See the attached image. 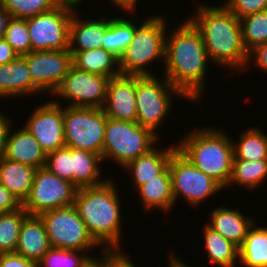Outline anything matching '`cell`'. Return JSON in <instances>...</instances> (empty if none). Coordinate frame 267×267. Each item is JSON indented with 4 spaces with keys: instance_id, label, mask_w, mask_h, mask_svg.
Here are the masks:
<instances>
[{
    "instance_id": "1",
    "label": "cell",
    "mask_w": 267,
    "mask_h": 267,
    "mask_svg": "<svg viewBox=\"0 0 267 267\" xmlns=\"http://www.w3.org/2000/svg\"><path fill=\"white\" fill-rule=\"evenodd\" d=\"M179 23L166 35L163 77L187 100L196 102L203 98L210 59L194 24L187 18Z\"/></svg>"
},
{
    "instance_id": "2",
    "label": "cell",
    "mask_w": 267,
    "mask_h": 267,
    "mask_svg": "<svg viewBox=\"0 0 267 267\" xmlns=\"http://www.w3.org/2000/svg\"><path fill=\"white\" fill-rule=\"evenodd\" d=\"M191 16L188 19L201 33L210 63L229 71L245 70L248 52L242 42L240 19L223 4H200Z\"/></svg>"
},
{
    "instance_id": "3",
    "label": "cell",
    "mask_w": 267,
    "mask_h": 267,
    "mask_svg": "<svg viewBox=\"0 0 267 267\" xmlns=\"http://www.w3.org/2000/svg\"><path fill=\"white\" fill-rule=\"evenodd\" d=\"M113 180L110 178L101 185L77 189L74 206L99 246L106 245V252L122 253V205Z\"/></svg>"
},
{
    "instance_id": "4",
    "label": "cell",
    "mask_w": 267,
    "mask_h": 267,
    "mask_svg": "<svg viewBox=\"0 0 267 267\" xmlns=\"http://www.w3.org/2000/svg\"><path fill=\"white\" fill-rule=\"evenodd\" d=\"M229 138L221 129L199 128L187 133L177 148L198 169L226 188L234 159L233 141Z\"/></svg>"
},
{
    "instance_id": "5",
    "label": "cell",
    "mask_w": 267,
    "mask_h": 267,
    "mask_svg": "<svg viewBox=\"0 0 267 267\" xmlns=\"http://www.w3.org/2000/svg\"><path fill=\"white\" fill-rule=\"evenodd\" d=\"M166 27L162 15H152L135 28L131 44L119 57L121 75L154 76L147 67L156 60L164 63Z\"/></svg>"
},
{
    "instance_id": "6",
    "label": "cell",
    "mask_w": 267,
    "mask_h": 267,
    "mask_svg": "<svg viewBox=\"0 0 267 267\" xmlns=\"http://www.w3.org/2000/svg\"><path fill=\"white\" fill-rule=\"evenodd\" d=\"M158 137L137 122L106 117L102 160L112 158L125 166L139 156L147 154L158 142Z\"/></svg>"
},
{
    "instance_id": "7",
    "label": "cell",
    "mask_w": 267,
    "mask_h": 267,
    "mask_svg": "<svg viewBox=\"0 0 267 267\" xmlns=\"http://www.w3.org/2000/svg\"><path fill=\"white\" fill-rule=\"evenodd\" d=\"M154 76H136L137 123L150 130L159 138V126L170 112L172 98H186L165 78ZM158 128V129H157Z\"/></svg>"
},
{
    "instance_id": "8",
    "label": "cell",
    "mask_w": 267,
    "mask_h": 267,
    "mask_svg": "<svg viewBox=\"0 0 267 267\" xmlns=\"http://www.w3.org/2000/svg\"><path fill=\"white\" fill-rule=\"evenodd\" d=\"M106 115L102 108L64 107L65 146L102 156Z\"/></svg>"
},
{
    "instance_id": "9",
    "label": "cell",
    "mask_w": 267,
    "mask_h": 267,
    "mask_svg": "<svg viewBox=\"0 0 267 267\" xmlns=\"http://www.w3.org/2000/svg\"><path fill=\"white\" fill-rule=\"evenodd\" d=\"M172 193L174 202L183 197L189 205L196 208L203 200L216 195L224 188L214 179L198 169L178 149L172 154L169 161ZM217 192V193H216Z\"/></svg>"
},
{
    "instance_id": "10",
    "label": "cell",
    "mask_w": 267,
    "mask_h": 267,
    "mask_svg": "<svg viewBox=\"0 0 267 267\" xmlns=\"http://www.w3.org/2000/svg\"><path fill=\"white\" fill-rule=\"evenodd\" d=\"M39 216L44 222L51 247L78 251L99 247L74 205L49 210Z\"/></svg>"
},
{
    "instance_id": "11",
    "label": "cell",
    "mask_w": 267,
    "mask_h": 267,
    "mask_svg": "<svg viewBox=\"0 0 267 267\" xmlns=\"http://www.w3.org/2000/svg\"><path fill=\"white\" fill-rule=\"evenodd\" d=\"M77 187L51 173L46 167L38 168L28 197L22 207L29 215L74 205Z\"/></svg>"
},
{
    "instance_id": "12",
    "label": "cell",
    "mask_w": 267,
    "mask_h": 267,
    "mask_svg": "<svg viewBox=\"0 0 267 267\" xmlns=\"http://www.w3.org/2000/svg\"><path fill=\"white\" fill-rule=\"evenodd\" d=\"M72 10L64 7L26 18L31 51L69 49V25Z\"/></svg>"
},
{
    "instance_id": "13",
    "label": "cell",
    "mask_w": 267,
    "mask_h": 267,
    "mask_svg": "<svg viewBox=\"0 0 267 267\" xmlns=\"http://www.w3.org/2000/svg\"><path fill=\"white\" fill-rule=\"evenodd\" d=\"M109 80V77L72 66L53 95L68 100L71 107L103 108Z\"/></svg>"
},
{
    "instance_id": "14",
    "label": "cell",
    "mask_w": 267,
    "mask_h": 267,
    "mask_svg": "<svg viewBox=\"0 0 267 267\" xmlns=\"http://www.w3.org/2000/svg\"><path fill=\"white\" fill-rule=\"evenodd\" d=\"M22 57L26 60L32 81L49 94H53L73 66V55L69 49L31 51Z\"/></svg>"
},
{
    "instance_id": "15",
    "label": "cell",
    "mask_w": 267,
    "mask_h": 267,
    "mask_svg": "<svg viewBox=\"0 0 267 267\" xmlns=\"http://www.w3.org/2000/svg\"><path fill=\"white\" fill-rule=\"evenodd\" d=\"M61 102L48 101L35 108L27 119V130L38 141L46 154L65 146L63 118L64 108Z\"/></svg>"
},
{
    "instance_id": "16",
    "label": "cell",
    "mask_w": 267,
    "mask_h": 267,
    "mask_svg": "<svg viewBox=\"0 0 267 267\" xmlns=\"http://www.w3.org/2000/svg\"><path fill=\"white\" fill-rule=\"evenodd\" d=\"M135 93L136 76L119 75L110 78L107 85L106 101L102 108L106 117L137 122Z\"/></svg>"
},
{
    "instance_id": "17",
    "label": "cell",
    "mask_w": 267,
    "mask_h": 267,
    "mask_svg": "<svg viewBox=\"0 0 267 267\" xmlns=\"http://www.w3.org/2000/svg\"><path fill=\"white\" fill-rule=\"evenodd\" d=\"M46 157L47 154L26 127L16 131L10 127L4 158L38 169L45 167Z\"/></svg>"
},
{
    "instance_id": "18",
    "label": "cell",
    "mask_w": 267,
    "mask_h": 267,
    "mask_svg": "<svg viewBox=\"0 0 267 267\" xmlns=\"http://www.w3.org/2000/svg\"><path fill=\"white\" fill-rule=\"evenodd\" d=\"M41 92L43 93L32 81L26 60L22 56H18L12 62L0 65V97H24Z\"/></svg>"
},
{
    "instance_id": "19",
    "label": "cell",
    "mask_w": 267,
    "mask_h": 267,
    "mask_svg": "<svg viewBox=\"0 0 267 267\" xmlns=\"http://www.w3.org/2000/svg\"><path fill=\"white\" fill-rule=\"evenodd\" d=\"M73 12L69 25V51H84L102 48V42L111 18L81 20Z\"/></svg>"
},
{
    "instance_id": "20",
    "label": "cell",
    "mask_w": 267,
    "mask_h": 267,
    "mask_svg": "<svg viewBox=\"0 0 267 267\" xmlns=\"http://www.w3.org/2000/svg\"><path fill=\"white\" fill-rule=\"evenodd\" d=\"M50 248L43 220L39 215H28L22 223L15 253L39 261Z\"/></svg>"
},
{
    "instance_id": "21",
    "label": "cell",
    "mask_w": 267,
    "mask_h": 267,
    "mask_svg": "<svg viewBox=\"0 0 267 267\" xmlns=\"http://www.w3.org/2000/svg\"><path fill=\"white\" fill-rule=\"evenodd\" d=\"M208 226L231 241L238 248L241 246L248 230L255 223L254 218L244 216L237 209L219 206L210 213ZM254 220V221H253Z\"/></svg>"
},
{
    "instance_id": "22",
    "label": "cell",
    "mask_w": 267,
    "mask_h": 267,
    "mask_svg": "<svg viewBox=\"0 0 267 267\" xmlns=\"http://www.w3.org/2000/svg\"><path fill=\"white\" fill-rule=\"evenodd\" d=\"M177 149V144L165 149L154 146L147 154L127 163L124 167L126 170H131L130 174L133 176L132 181L136 189L155 176L161 175L168 168L170 158Z\"/></svg>"
},
{
    "instance_id": "23",
    "label": "cell",
    "mask_w": 267,
    "mask_h": 267,
    "mask_svg": "<svg viewBox=\"0 0 267 267\" xmlns=\"http://www.w3.org/2000/svg\"><path fill=\"white\" fill-rule=\"evenodd\" d=\"M36 170L3 157L0 159V183L23 203L32 188Z\"/></svg>"
},
{
    "instance_id": "24",
    "label": "cell",
    "mask_w": 267,
    "mask_h": 267,
    "mask_svg": "<svg viewBox=\"0 0 267 267\" xmlns=\"http://www.w3.org/2000/svg\"><path fill=\"white\" fill-rule=\"evenodd\" d=\"M136 190L142 199L141 205L146 210L150 211V209L157 208L160 211L168 212L175 205L169 168L161 175L155 176L154 179L139 186Z\"/></svg>"
},
{
    "instance_id": "25",
    "label": "cell",
    "mask_w": 267,
    "mask_h": 267,
    "mask_svg": "<svg viewBox=\"0 0 267 267\" xmlns=\"http://www.w3.org/2000/svg\"><path fill=\"white\" fill-rule=\"evenodd\" d=\"M70 52L73 55V66L81 71L109 78L121 75L119 58L104 48Z\"/></svg>"
},
{
    "instance_id": "26",
    "label": "cell",
    "mask_w": 267,
    "mask_h": 267,
    "mask_svg": "<svg viewBox=\"0 0 267 267\" xmlns=\"http://www.w3.org/2000/svg\"><path fill=\"white\" fill-rule=\"evenodd\" d=\"M102 156L90 151L72 148L73 184L79 189L83 187H95L105 183L102 180L99 163Z\"/></svg>"
},
{
    "instance_id": "27",
    "label": "cell",
    "mask_w": 267,
    "mask_h": 267,
    "mask_svg": "<svg viewBox=\"0 0 267 267\" xmlns=\"http://www.w3.org/2000/svg\"><path fill=\"white\" fill-rule=\"evenodd\" d=\"M239 261L246 267H267V228L253 226L238 248Z\"/></svg>"
},
{
    "instance_id": "28",
    "label": "cell",
    "mask_w": 267,
    "mask_h": 267,
    "mask_svg": "<svg viewBox=\"0 0 267 267\" xmlns=\"http://www.w3.org/2000/svg\"><path fill=\"white\" fill-rule=\"evenodd\" d=\"M203 231L205 252L211 263L219 267H235L239 259L238 247L207 224Z\"/></svg>"
},
{
    "instance_id": "29",
    "label": "cell",
    "mask_w": 267,
    "mask_h": 267,
    "mask_svg": "<svg viewBox=\"0 0 267 267\" xmlns=\"http://www.w3.org/2000/svg\"><path fill=\"white\" fill-rule=\"evenodd\" d=\"M125 17H111L108 29L105 32L102 48L120 57L124 50L131 44L135 28L138 25Z\"/></svg>"
},
{
    "instance_id": "30",
    "label": "cell",
    "mask_w": 267,
    "mask_h": 267,
    "mask_svg": "<svg viewBox=\"0 0 267 267\" xmlns=\"http://www.w3.org/2000/svg\"><path fill=\"white\" fill-rule=\"evenodd\" d=\"M267 159L250 161L243 159H233L232 174L228 185L233 183L241 187L254 190L260 187L261 183L267 179Z\"/></svg>"
},
{
    "instance_id": "31",
    "label": "cell",
    "mask_w": 267,
    "mask_h": 267,
    "mask_svg": "<svg viewBox=\"0 0 267 267\" xmlns=\"http://www.w3.org/2000/svg\"><path fill=\"white\" fill-rule=\"evenodd\" d=\"M239 141L234 143V159L259 161L267 159V134L260 128L250 127L242 131Z\"/></svg>"
},
{
    "instance_id": "32",
    "label": "cell",
    "mask_w": 267,
    "mask_h": 267,
    "mask_svg": "<svg viewBox=\"0 0 267 267\" xmlns=\"http://www.w3.org/2000/svg\"><path fill=\"white\" fill-rule=\"evenodd\" d=\"M28 212L19 208L11 212H3L0 216V254L14 253L18 242V236L24 219Z\"/></svg>"
},
{
    "instance_id": "33",
    "label": "cell",
    "mask_w": 267,
    "mask_h": 267,
    "mask_svg": "<svg viewBox=\"0 0 267 267\" xmlns=\"http://www.w3.org/2000/svg\"><path fill=\"white\" fill-rule=\"evenodd\" d=\"M242 42L247 52L267 43V10L240 18Z\"/></svg>"
},
{
    "instance_id": "34",
    "label": "cell",
    "mask_w": 267,
    "mask_h": 267,
    "mask_svg": "<svg viewBox=\"0 0 267 267\" xmlns=\"http://www.w3.org/2000/svg\"><path fill=\"white\" fill-rule=\"evenodd\" d=\"M86 253L87 251L51 247L39 260V265L40 267H85L95 258Z\"/></svg>"
},
{
    "instance_id": "35",
    "label": "cell",
    "mask_w": 267,
    "mask_h": 267,
    "mask_svg": "<svg viewBox=\"0 0 267 267\" xmlns=\"http://www.w3.org/2000/svg\"><path fill=\"white\" fill-rule=\"evenodd\" d=\"M0 4L13 18L21 19L34 17L57 7L54 0H0Z\"/></svg>"
},
{
    "instance_id": "36",
    "label": "cell",
    "mask_w": 267,
    "mask_h": 267,
    "mask_svg": "<svg viewBox=\"0 0 267 267\" xmlns=\"http://www.w3.org/2000/svg\"><path fill=\"white\" fill-rule=\"evenodd\" d=\"M3 38L19 56L31 52V40L26 19L12 17Z\"/></svg>"
},
{
    "instance_id": "37",
    "label": "cell",
    "mask_w": 267,
    "mask_h": 267,
    "mask_svg": "<svg viewBox=\"0 0 267 267\" xmlns=\"http://www.w3.org/2000/svg\"><path fill=\"white\" fill-rule=\"evenodd\" d=\"M45 167L59 178L73 183L72 147H61L47 154Z\"/></svg>"
},
{
    "instance_id": "38",
    "label": "cell",
    "mask_w": 267,
    "mask_h": 267,
    "mask_svg": "<svg viewBox=\"0 0 267 267\" xmlns=\"http://www.w3.org/2000/svg\"><path fill=\"white\" fill-rule=\"evenodd\" d=\"M224 3L238 19L267 10V0H227Z\"/></svg>"
},
{
    "instance_id": "39",
    "label": "cell",
    "mask_w": 267,
    "mask_h": 267,
    "mask_svg": "<svg viewBox=\"0 0 267 267\" xmlns=\"http://www.w3.org/2000/svg\"><path fill=\"white\" fill-rule=\"evenodd\" d=\"M0 267H40L39 261L29 260L17 253L0 254Z\"/></svg>"
},
{
    "instance_id": "40",
    "label": "cell",
    "mask_w": 267,
    "mask_h": 267,
    "mask_svg": "<svg viewBox=\"0 0 267 267\" xmlns=\"http://www.w3.org/2000/svg\"><path fill=\"white\" fill-rule=\"evenodd\" d=\"M250 64L255 65V67H258V69L261 68V70H264L267 73V43L261 44L248 52V59L245 69H247Z\"/></svg>"
},
{
    "instance_id": "41",
    "label": "cell",
    "mask_w": 267,
    "mask_h": 267,
    "mask_svg": "<svg viewBox=\"0 0 267 267\" xmlns=\"http://www.w3.org/2000/svg\"><path fill=\"white\" fill-rule=\"evenodd\" d=\"M22 207V203L0 183V211L11 212Z\"/></svg>"
},
{
    "instance_id": "42",
    "label": "cell",
    "mask_w": 267,
    "mask_h": 267,
    "mask_svg": "<svg viewBox=\"0 0 267 267\" xmlns=\"http://www.w3.org/2000/svg\"><path fill=\"white\" fill-rule=\"evenodd\" d=\"M12 120L6 114L0 112V159L4 157L6 149V139Z\"/></svg>"
},
{
    "instance_id": "43",
    "label": "cell",
    "mask_w": 267,
    "mask_h": 267,
    "mask_svg": "<svg viewBox=\"0 0 267 267\" xmlns=\"http://www.w3.org/2000/svg\"><path fill=\"white\" fill-rule=\"evenodd\" d=\"M108 267H137L135 266L130 259H128V255L118 252H108Z\"/></svg>"
},
{
    "instance_id": "44",
    "label": "cell",
    "mask_w": 267,
    "mask_h": 267,
    "mask_svg": "<svg viewBox=\"0 0 267 267\" xmlns=\"http://www.w3.org/2000/svg\"><path fill=\"white\" fill-rule=\"evenodd\" d=\"M18 56L11 45L4 38H0V65L12 62Z\"/></svg>"
},
{
    "instance_id": "45",
    "label": "cell",
    "mask_w": 267,
    "mask_h": 267,
    "mask_svg": "<svg viewBox=\"0 0 267 267\" xmlns=\"http://www.w3.org/2000/svg\"><path fill=\"white\" fill-rule=\"evenodd\" d=\"M11 18V14L0 4V38L4 37Z\"/></svg>"
},
{
    "instance_id": "46",
    "label": "cell",
    "mask_w": 267,
    "mask_h": 267,
    "mask_svg": "<svg viewBox=\"0 0 267 267\" xmlns=\"http://www.w3.org/2000/svg\"><path fill=\"white\" fill-rule=\"evenodd\" d=\"M111 2H113V4L118 7L121 8V10L123 9V11L126 10V12H131L133 13V11H135L136 9V5L138 3V0H110Z\"/></svg>"
},
{
    "instance_id": "47",
    "label": "cell",
    "mask_w": 267,
    "mask_h": 267,
    "mask_svg": "<svg viewBox=\"0 0 267 267\" xmlns=\"http://www.w3.org/2000/svg\"><path fill=\"white\" fill-rule=\"evenodd\" d=\"M85 267H108V252L103 249L102 257L93 258Z\"/></svg>"
},
{
    "instance_id": "48",
    "label": "cell",
    "mask_w": 267,
    "mask_h": 267,
    "mask_svg": "<svg viewBox=\"0 0 267 267\" xmlns=\"http://www.w3.org/2000/svg\"><path fill=\"white\" fill-rule=\"evenodd\" d=\"M82 1L84 0H54L56 6L64 7L76 12V6L82 5Z\"/></svg>"
},
{
    "instance_id": "49",
    "label": "cell",
    "mask_w": 267,
    "mask_h": 267,
    "mask_svg": "<svg viewBox=\"0 0 267 267\" xmlns=\"http://www.w3.org/2000/svg\"><path fill=\"white\" fill-rule=\"evenodd\" d=\"M171 255L169 256V267H191L189 264H185L184 262L181 261V259L174 254L170 253ZM193 267V266H192Z\"/></svg>"
}]
</instances>
